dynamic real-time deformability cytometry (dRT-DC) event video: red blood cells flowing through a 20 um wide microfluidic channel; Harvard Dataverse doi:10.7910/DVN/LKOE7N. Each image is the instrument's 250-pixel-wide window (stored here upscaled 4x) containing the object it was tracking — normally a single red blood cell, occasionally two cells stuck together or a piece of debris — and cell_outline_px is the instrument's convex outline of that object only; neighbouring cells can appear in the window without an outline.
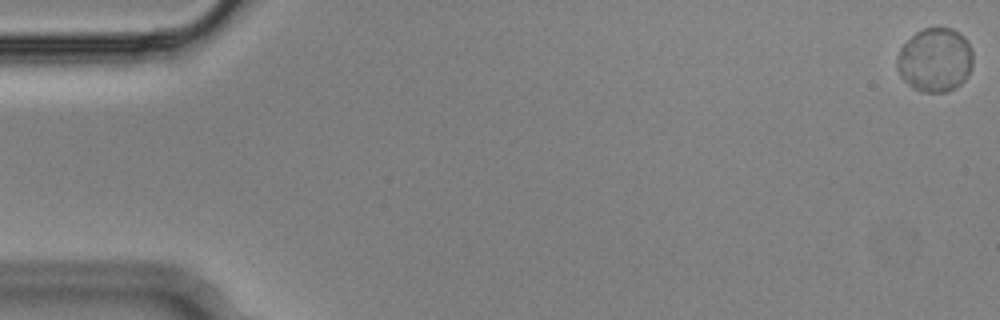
{"species": "Egyptian fruit bat (a non-hibernating species)", "species_latin": "Rousettus aegyptiacus", "temperature_condition": "cold", "stored_images_in_passage": 57, "camera_frame_rate_fps": 3000, "um_per_image_px": 0.085, "animal": {"sex": "male"}, "frame": {"image": 1, "passage_image": 1, "time_ms": 0.0, "image_size_px": [1000, 320], "cell_outline_px": [[972, 64], [964, 80], [956, 88], [944, 92], [924, 92], [912, 88], [900, 76], [896, 68], [896, 56], [900, 48], [916, 32], [924, 28], [952, 28], [960, 32], [968, 40], [972, 52]], "centroid_in_image_um": [79.46, 5.09], "position_along_channel_um": 5.5, "area_um2": 28.44}}
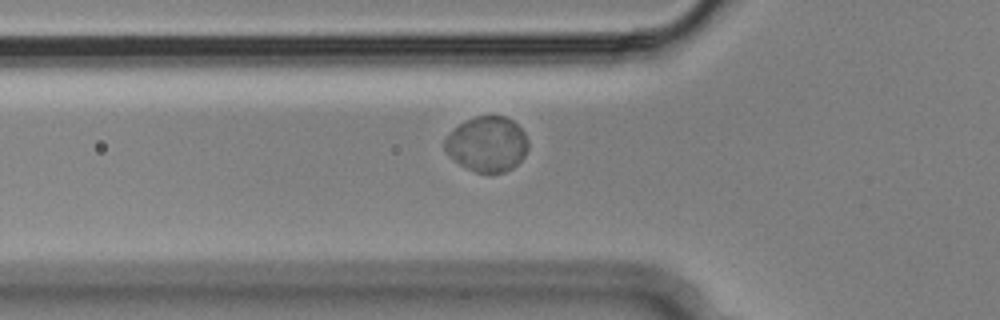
{"frame": {"image": 2, "passage_image": 20, "time_ms": 6.333, "image_size_px": [1000, 320], "cell_outline_px": [[528, 148], [524, 156], [512, 168], [504, 172], [476, 172], [460, 164], [444, 148], [444, 140], [460, 124], [476, 116], [504, 116], [512, 120], [524, 132], [528, 140]], "centroid_in_image_um": [41.44, 12.24], "position_along_channel_um": 84.4, "area_um2": 26.24}}
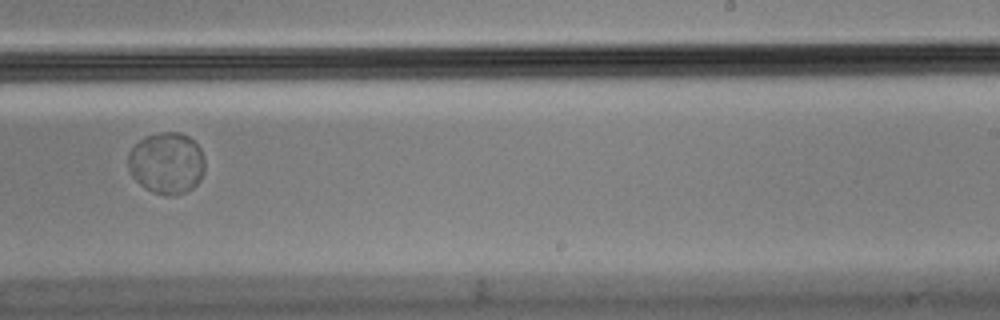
{"frame": {"image": 3, "passage_image": 36, "time_ms": 11.667, "image_size_px": [1000, 320], "cell_outline_px": [[204, 172], [200, 180], [192, 188], [184, 192], [172, 196], [164, 196], [152, 192], [140, 184], [132, 176], [128, 168], [128, 152], [144, 136], [160, 132], [180, 132], [188, 136], [200, 148], [204, 156]], "centroid_in_image_um": [14.16, 13.86], "position_along_channel_um": 274.8, "area_um2": 27.69}, "authors_computed_cell_mechanics": {"area_um2": 27.6284, "velocity_mm_per_s": 3.564, "shape_relaxation_time_tau1_ms": 1.8704, "shape_relaxation_time_tau2_ms": null, "deformation_change_tau1": 0.0229, "deformation_change_tau2": null}}